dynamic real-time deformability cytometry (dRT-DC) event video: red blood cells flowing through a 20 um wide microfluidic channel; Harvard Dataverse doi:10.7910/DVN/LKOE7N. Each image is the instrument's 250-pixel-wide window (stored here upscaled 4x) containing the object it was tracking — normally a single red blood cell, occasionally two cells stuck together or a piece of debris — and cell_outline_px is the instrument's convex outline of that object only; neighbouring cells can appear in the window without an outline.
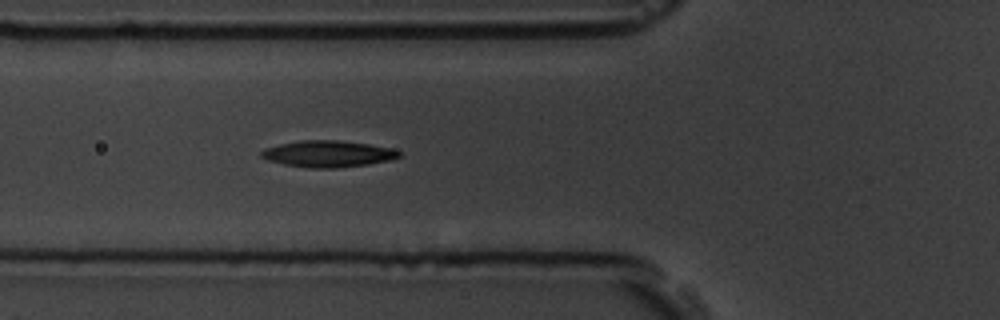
{"species": "common noctule bat (a hibernating species)", "species_latin": "Nyctalus noctula", "temperature_condition": "room temperature", "stored_images_in_passage": 5, "segment_of_instrument_passage": [1, 2], "camera_frame_rate_fps": 3000, "um_per_image_px": 0.085, "animal": {"sex": "male", "body_mass_g": 19.5, "forearm_length_mm": 54.6}, "frame": {"image": 1, "passage_image": 4, "time_ms": 4.333, "image_size_px": [1000, 320], "cell_outline_px": [[404, 152], [400, 156], [388, 160], [368, 164], [336, 168], [312, 168], [284, 164], [268, 160], [260, 156], [260, 152], [264, 148], [280, 144], [300, 140], [336, 140], [368, 144], [392, 148]], "centroid_in_image_um": [27.88, 13.07], "position_along_channel_um": 97.9, "area_um2": 21.21}}